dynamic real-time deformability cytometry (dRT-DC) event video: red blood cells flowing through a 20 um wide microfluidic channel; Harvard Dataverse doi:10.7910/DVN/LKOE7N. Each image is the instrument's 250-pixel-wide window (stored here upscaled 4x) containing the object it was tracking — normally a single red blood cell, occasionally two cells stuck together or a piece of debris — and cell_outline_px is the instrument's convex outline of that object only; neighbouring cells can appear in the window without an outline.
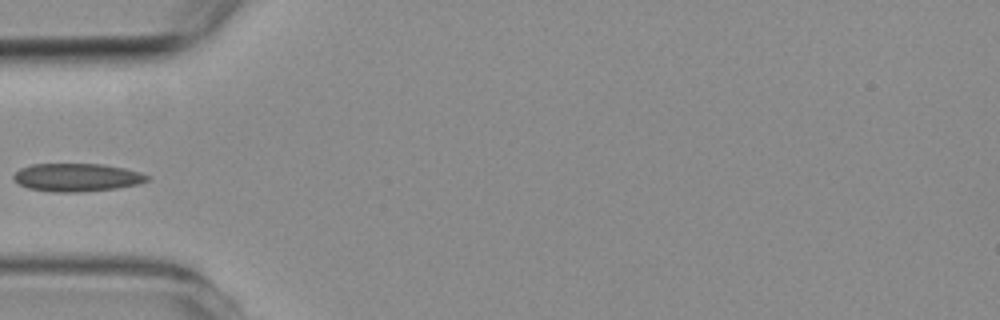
{"species": "common noctule bat (a hibernating species)", "species_latin": "Nyctalus noctula", "temperature_condition": "room temperature", "stored_images_in_passage": 7, "camera_frame_rate_fps": 3000, "um_per_image_px": 0.085, "animal": {"sex": "female", "body_mass_g": 19.3, "forearm_length_mm": 54.1}, "frame": {"image": 1, "passage_image": 5, "time_ms": 5.667, "image_size_px": [1000, 320], "cell_outline_px": [[152, 176], [148, 180], [136, 184], [116, 188], [80, 192], [52, 192], [28, 188], [20, 184], [12, 176], [20, 168], [32, 164], [104, 164], [124, 168], [140, 172]], "centroid_in_image_um": [6.55, 15.07], "position_along_channel_um": 78.5, "area_um2": 21.79}}
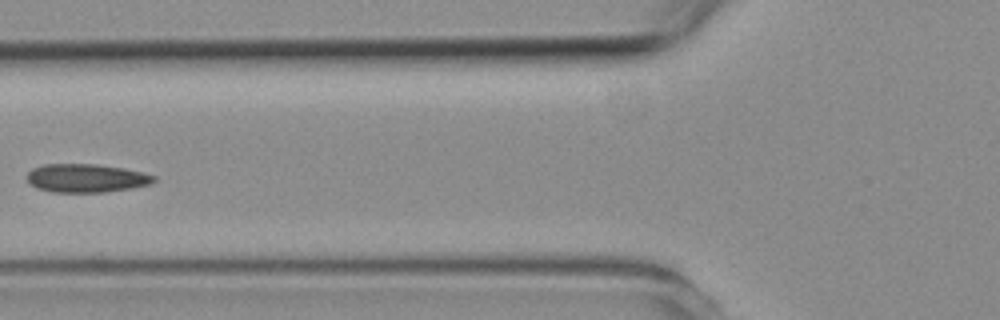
{"frame": {"image": 2, "passage_image": 6, "time_ms": 6.667, "image_size_px": [1000, 320], "cell_outline_px": [[156, 180], [152, 184], [132, 188], [104, 192], [52, 192], [36, 188], [28, 184], [24, 176], [32, 168], [44, 164], [96, 164], [124, 168], [156, 176]], "centroid_in_image_um": [7.28, 15.14], "position_along_channel_um": 118.5, "area_um2": 21.33}}
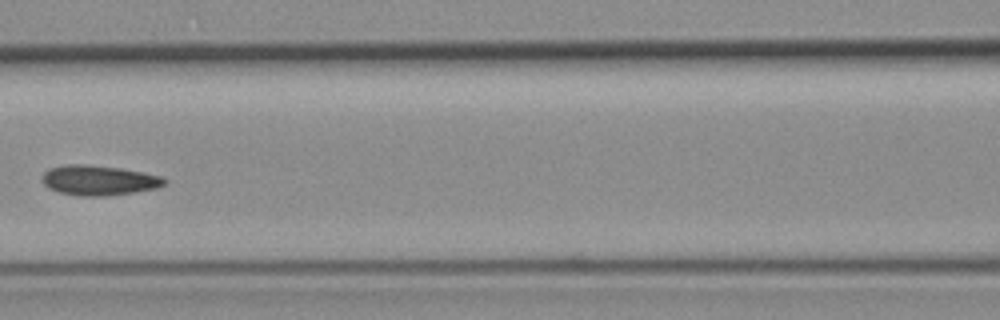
{"frame": {"image": 3, "passage_image": 7, "time_ms": 7.667, "image_size_px": [1000, 320], "cell_outline_px": [[168, 180], [164, 184], [156, 188], [132, 192], [104, 196], [80, 196], [60, 192], [48, 188], [44, 184], [40, 176], [48, 168], [64, 164], [88, 164], [120, 168], [144, 172], [164, 176]], "centroid_in_image_um": [8.38, 15.31], "position_along_channel_um": 158.2, "area_um2": 21.56}}